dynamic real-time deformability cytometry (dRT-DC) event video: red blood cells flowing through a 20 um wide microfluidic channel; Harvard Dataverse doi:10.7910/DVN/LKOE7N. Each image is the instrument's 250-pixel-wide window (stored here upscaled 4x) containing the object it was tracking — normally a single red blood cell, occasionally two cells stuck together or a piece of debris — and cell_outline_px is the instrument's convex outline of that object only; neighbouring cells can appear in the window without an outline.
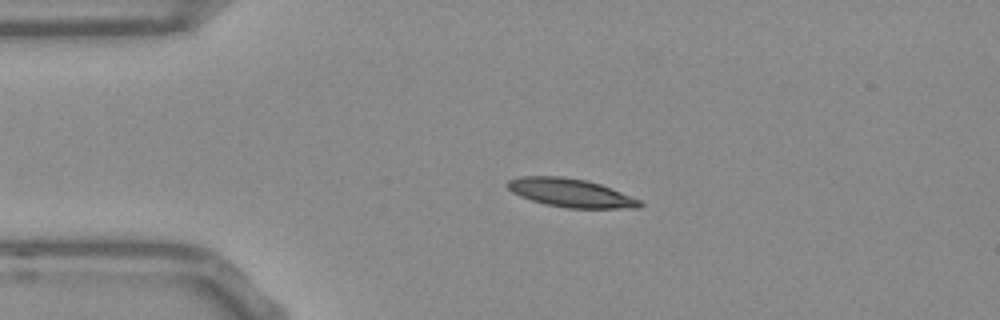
{"species": "Egyptian fruit bat (a non-hibernating species)", "species_latin": "Rousettus aegyptiacus", "temperature_condition": "room temperature", "stored_images_in_passage": 3, "camera_frame_rate_fps": 3000, "um_per_image_px": 0.085, "frame": {"image": 1, "passage_image": 1, "time_ms": 0.0, "image_size_px": [1000, 320], "cell_outline_px": [[644, 204], [640, 208], [568, 208], [548, 204], [532, 200], [520, 196], [512, 192], [508, 188], [508, 180], [520, 176], [560, 176], [584, 180], [600, 184], [640, 200]], "centroid_in_image_um": [48.51, 16.39], "position_along_channel_um": 36.5, "area_um2": 21.62}}